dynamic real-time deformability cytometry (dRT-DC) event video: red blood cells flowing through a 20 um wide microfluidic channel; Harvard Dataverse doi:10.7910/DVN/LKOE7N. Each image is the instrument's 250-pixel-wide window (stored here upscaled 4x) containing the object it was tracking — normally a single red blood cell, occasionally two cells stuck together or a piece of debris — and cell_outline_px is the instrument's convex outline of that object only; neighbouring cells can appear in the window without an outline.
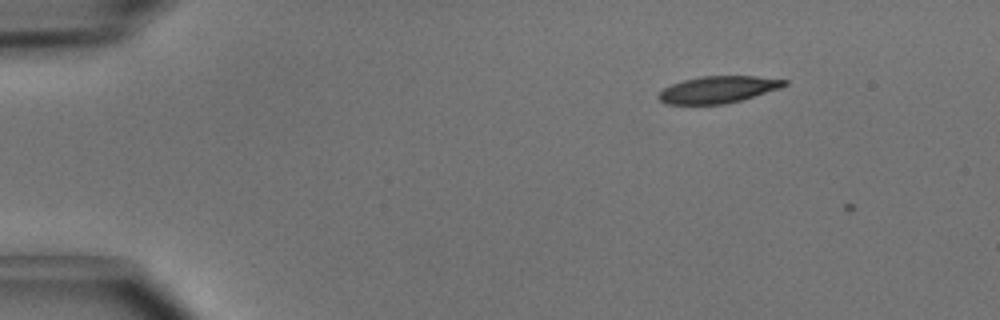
{"species": "common noctule bat (a hibernating species)", "species_latin": "Nyctalus noctula", "temperature_condition": "cold", "stored_images_in_passage": 7, "camera_frame_rate_fps": 3000, "um_per_image_px": 0.085, "animal": {"sex": "male", "body_mass_g": 15.6}, "frame": {"image": 1, "passage_image": 4, "time_ms": 1.0, "image_size_px": [1000, 320], "cell_outline_px": [[788, 84], [780, 88], [740, 100], [724, 104], [668, 104], [660, 100], [656, 96], [664, 88], [672, 84], [684, 80], [700, 76], [756, 76], [788, 80]], "centroid_in_image_um": [61.04, 7.6], "position_along_channel_um": 24.0, "area_um2": 19.54}}